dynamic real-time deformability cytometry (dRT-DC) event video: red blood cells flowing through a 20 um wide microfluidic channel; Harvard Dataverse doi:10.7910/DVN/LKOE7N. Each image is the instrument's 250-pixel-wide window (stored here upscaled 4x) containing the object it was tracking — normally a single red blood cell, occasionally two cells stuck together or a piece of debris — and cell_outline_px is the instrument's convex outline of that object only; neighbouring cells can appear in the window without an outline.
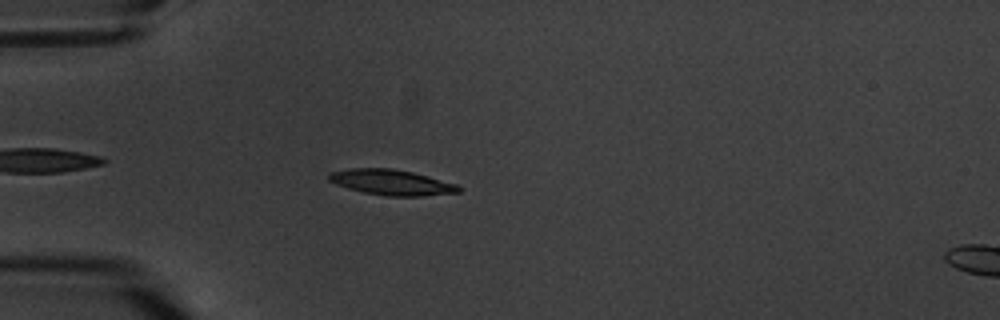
{"species": "common noctule bat (a hibernating species)", "species_latin": "Nyctalus noctula", "temperature_condition": "warm", "stored_images_in_passage": 3, "camera_frame_rate_fps": 3000, "um_per_image_px": 0.085, "animal": {"sex": "male", "body_mass_g": 20.1, "forearm_length_mm": 53.5}, "frame": {"image": 1, "passage_image": 2, "time_ms": 1.0, "image_size_px": [1000, 320], "cell_outline_px": [[460, 192], [424, 196], [384, 196], [364, 192], [348, 188], [336, 184], [328, 180], [328, 176], [332, 172], [352, 168], [392, 168], [412, 172], [428, 176], [456, 184], [460, 188]], "centroid_in_image_um": [33.28, 15.5], "position_along_channel_um": 51.7, "area_um2": 19.13}}